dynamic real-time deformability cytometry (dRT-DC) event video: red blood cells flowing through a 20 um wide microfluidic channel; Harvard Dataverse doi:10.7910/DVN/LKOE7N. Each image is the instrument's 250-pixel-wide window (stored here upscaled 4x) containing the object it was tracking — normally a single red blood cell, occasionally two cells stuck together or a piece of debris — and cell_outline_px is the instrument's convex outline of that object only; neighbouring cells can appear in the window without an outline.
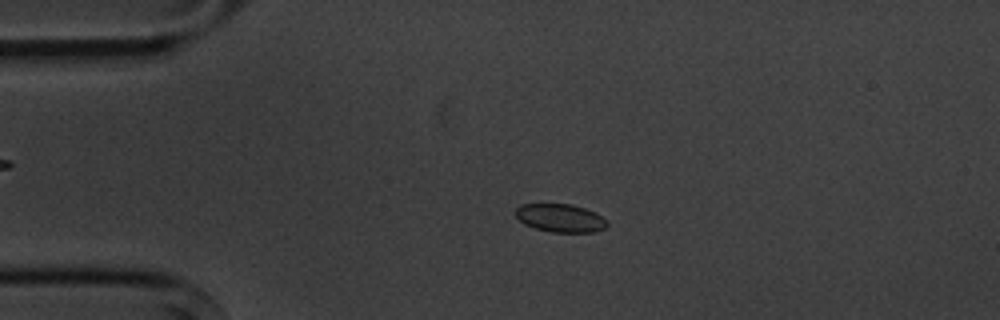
{"species": "common noctule bat (a hibernating species)", "species_latin": "Nyctalus noctula", "temperature_condition": "cold", "stored_images_in_passage": 5, "camera_frame_rate_fps": 3000, "um_per_image_px": 0.085, "animal": {"sex": "male", "body_mass_g": 20.1, "forearm_length_mm": 53.5}, "frame": {"image": 1, "passage_image": 4, "time_ms": 3.333, "image_size_px": [1000, 320], "cell_outline_px": [[608, 224], [604, 228], [596, 232], [552, 232], [536, 228], [524, 224], [516, 216], [516, 208], [520, 204], [572, 204], [596, 212], [608, 220]], "centroid_in_image_um": [47.66, 18.53], "position_along_channel_um": 37.3, "area_um2": 15.09}}